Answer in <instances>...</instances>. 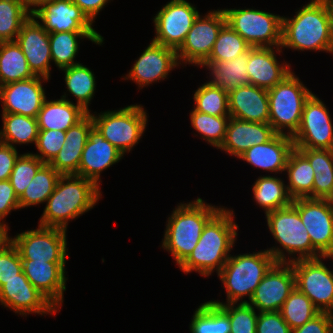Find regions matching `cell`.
Masks as SVG:
<instances>
[{
	"label": "cell",
	"instance_id": "obj_40",
	"mask_svg": "<svg viewBox=\"0 0 333 333\" xmlns=\"http://www.w3.org/2000/svg\"><path fill=\"white\" fill-rule=\"evenodd\" d=\"M229 120L230 116H213L194 108L190 111V123L197 133L195 137L200 135L201 139L216 149L224 143Z\"/></svg>",
	"mask_w": 333,
	"mask_h": 333
},
{
	"label": "cell",
	"instance_id": "obj_12",
	"mask_svg": "<svg viewBox=\"0 0 333 333\" xmlns=\"http://www.w3.org/2000/svg\"><path fill=\"white\" fill-rule=\"evenodd\" d=\"M226 24L223 9L210 10L198 15L185 41L176 51L180 66H200L208 59L221 28Z\"/></svg>",
	"mask_w": 333,
	"mask_h": 333
},
{
	"label": "cell",
	"instance_id": "obj_48",
	"mask_svg": "<svg viewBox=\"0 0 333 333\" xmlns=\"http://www.w3.org/2000/svg\"><path fill=\"white\" fill-rule=\"evenodd\" d=\"M23 271L22 259L17 248L10 240L0 247V287L15 278Z\"/></svg>",
	"mask_w": 333,
	"mask_h": 333
},
{
	"label": "cell",
	"instance_id": "obj_21",
	"mask_svg": "<svg viewBox=\"0 0 333 333\" xmlns=\"http://www.w3.org/2000/svg\"><path fill=\"white\" fill-rule=\"evenodd\" d=\"M15 41L21 47L32 73L50 80L52 58L49 33L33 15L23 23Z\"/></svg>",
	"mask_w": 333,
	"mask_h": 333
},
{
	"label": "cell",
	"instance_id": "obj_35",
	"mask_svg": "<svg viewBox=\"0 0 333 333\" xmlns=\"http://www.w3.org/2000/svg\"><path fill=\"white\" fill-rule=\"evenodd\" d=\"M1 117L0 142L16 149V145L36 144L39 131L36 118L12 113H2Z\"/></svg>",
	"mask_w": 333,
	"mask_h": 333
},
{
	"label": "cell",
	"instance_id": "obj_36",
	"mask_svg": "<svg viewBox=\"0 0 333 333\" xmlns=\"http://www.w3.org/2000/svg\"><path fill=\"white\" fill-rule=\"evenodd\" d=\"M35 77L16 41L0 42V86Z\"/></svg>",
	"mask_w": 333,
	"mask_h": 333
},
{
	"label": "cell",
	"instance_id": "obj_50",
	"mask_svg": "<svg viewBox=\"0 0 333 333\" xmlns=\"http://www.w3.org/2000/svg\"><path fill=\"white\" fill-rule=\"evenodd\" d=\"M18 209H20L19 198L15 194L10 180H0V223L9 229L10 227L4 219L12 210L16 211Z\"/></svg>",
	"mask_w": 333,
	"mask_h": 333
},
{
	"label": "cell",
	"instance_id": "obj_18",
	"mask_svg": "<svg viewBox=\"0 0 333 333\" xmlns=\"http://www.w3.org/2000/svg\"><path fill=\"white\" fill-rule=\"evenodd\" d=\"M295 287L292 264L275 262L256 287L248 303L258 312L280 311Z\"/></svg>",
	"mask_w": 333,
	"mask_h": 333
},
{
	"label": "cell",
	"instance_id": "obj_14",
	"mask_svg": "<svg viewBox=\"0 0 333 333\" xmlns=\"http://www.w3.org/2000/svg\"><path fill=\"white\" fill-rule=\"evenodd\" d=\"M326 104L312 93L306 100L301 124L292 137L295 148L330 149L333 144V123Z\"/></svg>",
	"mask_w": 333,
	"mask_h": 333
},
{
	"label": "cell",
	"instance_id": "obj_45",
	"mask_svg": "<svg viewBox=\"0 0 333 333\" xmlns=\"http://www.w3.org/2000/svg\"><path fill=\"white\" fill-rule=\"evenodd\" d=\"M209 301L218 305L229 316L230 333H256L258 311L249 303L225 304L218 299Z\"/></svg>",
	"mask_w": 333,
	"mask_h": 333
},
{
	"label": "cell",
	"instance_id": "obj_1",
	"mask_svg": "<svg viewBox=\"0 0 333 333\" xmlns=\"http://www.w3.org/2000/svg\"><path fill=\"white\" fill-rule=\"evenodd\" d=\"M234 211L222 207L204 226L194 250L178 266L185 274L196 272L203 277L221 271L238 237Z\"/></svg>",
	"mask_w": 333,
	"mask_h": 333
},
{
	"label": "cell",
	"instance_id": "obj_26",
	"mask_svg": "<svg viewBox=\"0 0 333 333\" xmlns=\"http://www.w3.org/2000/svg\"><path fill=\"white\" fill-rule=\"evenodd\" d=\"M276 133L269 123H257L230 117L226 137L219 150L237 159L253 145L269 141Z\"/></svg>",
	"mask_w": 333,
	"mask_h": 333
},
{
	"label": "cell",
	"instance_id": "obj_52",
	"mask_svg": "<svg viewBox=\"0 0 333 333\" xmlns=\"http://www.w3.org/2000/svg\"><path fill=\"white\" fill-rule=\"evenodd\" d=\"M18 149L0 142V180H8L19 157Z\"/></svg>",
	"mask_w": 333,
	"mask_h": 333
},
{
	"label": "cell",
	"instance_id": "obj_6",
	"mask_svg": "<svg viewBox=\"0 0 333 333\" xmlns=\"http://www.w3.org/2000/svg\"><path fill=\"white\" fill-rule=\"evenodd\" d=\"M275 262L266 249L253 253L230 255L217 274L226 291L225 304L248 303L256 287ZM244 297H248V300H245Z\"/></svg>",
	"mask_w": 333,
	"mask_h": 333
},
{
	"label": "cell",
	"instance_id": "obj_9",
	"mask_svg": "<svg viewBox=\"0 0 333 333\" xmlns=\"http://www.w3.org/2000/svg\"><path fill=\"white\" fill-rule=\"evenodd\" d=\"M226 23L251 47H281L282 16L253 8H224Z\"/></svg>",
	"mask_w": 333,
	"mask_h": 333
},
{
	"label": "cell",
	"instance_id": "obj_31",
	"mask_svg": "<svg viewBox=\"0 0 333 333\" xmlns=\"http://www.w3.org/2000/svg\"><path fill=\"white\" fill-rule=\"evenodd\" d=\"M59 71H64V80L66 84L67 91L60 98L69 100V92L71 96L76 98V105H79L88 114L91 112L89 106L92 99L95 96L96 90V77L94 72L90 68L83 65V63H78L70 67L63 68Z\"/></svg>",
	"mask_w": 333,
	"mask_h": 333
},
{
	"label": "cell",
	"instance_id": "obj_29",
	"mask_svg": "<svg viewBox=\"0 0 333 333\" xmlns=\"http://www.w3.org/2000/svg\"><path fill=\"white\" fill-rule=\"evenodd\" d=\"M88 113L73 101L65 99L45 100L36 119L39 130L67 131Z\"/></svg>",
	"mask_w": 333,
	"mask_h": 333
},
{
	"label": "cell",
	"instance_id": "obj_32",
	"mask_svg": "<svg viewBox=\"0 0 333 333\" xmlns=\"http://www.w3.org/2000/svg\"><path fill=\"white\" fill-rule=\"evenodd\" d=\"M253 199L264 213L275 211L292 204L287 185L283 178L272 175H260L252 185Z\"/></svg>",
	"mask_w": 333,
	"mask_h": 333
},
{
	"label": "cell",
	"instance_id": "obj_22",
	"mask_svg": "<svg viewBox=\"0 0 333 333\" xmlns=\"http://www.w3.org/2000/svg\"><path fill=\"white\" fill-rule=\"evenodd\" d=\"M66 262L22 259V269L30 283L60 311L66 291Z\"/></svg>",
	"mask_w": 333,
	"mask_h": 333
},
{
	"label": "cell",
	"instance_id": "obj_7",
	"mask_svg": "<svg viewBox=\"0 0 333 333\" xmlns=\"http://www.w3.org/2000/svg\"><path fill=\"white\" fill-rule=\"evenodd\" d=\"M267 92L269 124L276 134L293 137L300 127L303 107L312 91L292 71Z\"/></svg>",
	"mask_w": 333,
	"mask_h": 333
},
{
	"label": "cell",
	"instance_id": "obj_55",
	"mask_svg": "<svg viewBox=\"0 0 333 333\" xmlns=\"http://www.w3.org/2000/svg\"><path fill=\"white\" fill-rule=\"evenodd\" d=\"M8 230L10 229L0 223V247L9 240Z\"/></svg>",
	"mask_w": 333,
	"mask_h": 333
},
{
	"label": "cell",
	"instance_id": "obj_43",
	"mask_svg": "<svg viewBox=\"0 0 333 333\" xmlns=\"http://www.w3.org/2000/svg\"><path fill=\"white\" fill-rule=\"evenodd\" d=\"M30 16L18 0H0V42L15 41Z\"/></svg>",
	"mask_w": 333,
	"mask_h": 333
},
{
	"label": "cell",
	"instance_id": "obj_5",
	"mask_svg": "<svg viewBox=\"0 0 333 333\" xmlns=\"http://www.w3.org/2000/svg\"><path fill=\"white\" fill-rule=\"evenodd\" d=\"M265 218L270 234L279 244L266 249L276 262L291 263L322 256L312 246L309 233L292 204L265 214Z\"/></svg>",
	"mask_w": 333,
	"mask_h": 333
},
{
	"label": "cell",
	"instance_id": "obj_28",
	"mask_svg": "<svg viewBox=\"0 0 333 333\" xmlns=\"http://www.w3.org/2000/svg\"><path fill=\"white\" fill-rule=\"evenodd\" d=\"M93 127V119L90 114H87L66 131L63 146L49 163L60 175H76L78 173L82 151Z\"/></svg>",
	"mask_w": 333,
	"mask_h": 333
},
{
	"label": "cell",
	"instance_id": "obj_3",
	"mask_svg": "<svg viewBox=\"0 0 333 333\" xmlns=\"http://www.w3.org/2000/svg\"><path fill=\"white\" fill-rule=\"evenodd\" d=\"M332 45L333 29L323 0H311L291 18L282 16L281 49L330 53Z\"/></svg>",
	"mask_w": 333,
	"mask_h": 333
},
{
	"label": "cell",
	"instance_id": "obj_56",
	"mask_svg": "<svg viewBox=\"0 0 333 333\" xmlns=\"http://www.w3.org/2000/svg\"><path fill=\"white\" fill-rule=\"evenodd\" d=\"M327 6L329 15H330V20H331V26L333 29V0H323Z\"/></svg>",
	"mask_w": 333,
	"mask_h": 333
},
{
	"label": "cell",
	"instance_id": "obj_24",
	"mask_svg": "<svg viewBox=\"0 0 333 333\" xmlns=\"http://www.w3.org/2000/svg\"><path fill=\"white\" fill-rule=\"evenodd\" d=\"M123 157L124 155L93 127L82 151L76 175L92 180L100 188L102 171L120 162Z\"/></svg>",
	"mask_w": 333,
	"mask_h": 333
},
{
	"label": "cell",
	"instance_id": "obj_4",
	"mask_svg": "<svg viewBox=\"0 0 333 333\" xmlns=\"http://www.w3.org/2000/svg\"><path fill=\"white\" fill-rule=\"evenodd\" d=\"M222 207L198 197L174 208L166 221L161 247L172 255L177 266L194 250L204 226Z\"/></svg>",
	"mask_w": 333,
	"mask_h": 333
},
{
	"label": "cell",
	"instance_id": "obj_11",
	"mask_svg": "<svg viewBox=\"0 0 333 333\" xmlns=\"http://www.w3.org/2000/svg\"><path fill=\"white\" fill-rule=\"evenodd\" d=\"M67 230L39 226L17 233L9 240L17 248L21 259L40 262H67ZM67 258V259H66Z\"/></svg>",
	"mask_w": 333,
	"mask_h": 333
},
{
	"label": "cell",
	"instance_id": "obj_15",
	"mask_svg": "<svg viewBox=\"0 0 333 333\" xmlns=\"http://www.w3.org/2000/svg\"><path fill=\"white\" fill-rule=\"evenodd\" d=\"M32 15L48 33L88 32L100 46L104 44L105 39L93 28V22L71 0H48Z\"/></svg>",
	"mask_w": 333,
	"mask_h": 333
},
{
	"label": "cell",
	"instance_id": "obj_44",
	"mask_svg": "<svg viewBox=\"0 0 333 333\" xmlns=\"http://www.w3.org/2000/svg\"><path fill=\"white\" fill-rule=\"evenodd\" d=\"M251 46L227 23L221 28L206 61H229L246 53Z\"/></svg>",
	"mask_w": 333,
	"mask_h": 333
},
{
	"label": "cell",
	"instance_id": "obj_10",
	"mask_svg": "<svg viewBox=\"0 0 333 333\" xmlns=\"http://www.w3.org/2000/svg\"><path fill=\"white\" fill-rule=\"evenodd\" d=\"M326 259L332 261L333 256L302 259L291 264L296 288L305 294L320 312L333 314V270L326 266L323 261Z\"/></svg>",
	"mask_w": 333,
	"mask_h": 333
},
{
	"label": "cell",
	"instance_id": "obj_51",
	"mask_svg": "<svg viewBox=\"0 0 333 333\" xmlns=\"http://www.w3.org/2000/svg\"><path fill=\"white\" fill-rule=\"evenodd\" d=\"M291 333H333V315L320 312L303 326L292 329Z\"/></svg>",
	"mask_w": 333,
	"mask_h": 333
},
{
	"label": "cell",
	"instance_id": "obj_54",
	"mask_svg": "<svg viewBox=\"0 0 333 333\" xmlns=\"http://www.w3.org/2000/svg\"><path fill=\"white\" fill-rule=\"evenodd\" d=\"M32 15L40 6L48 0H18Z\"/></svg>",
	"mask_w": 333,
	"mask_h": 333
},
{
	"label": "cell",
	"instance_id": "obj_8",
	"mask_svg": "<svg viewBox=\"0 0 333 333\" xmlns=\"http://www.w3.org/2000/svg\"><path fill=\"white\" fill-rule=\"evenodd\" d=\"M94 128L123 155L138 145L148 126V113L142 104H131L118 110L89 113Z\"/></svg>",
	"mask_w": 333,
	"mask_h": 333
},
{
	"label": "cell",
	"instance_id": "obj_2",
	"mask_svg": "<svg viewBox=\"0 0 333 333\" xmlns=\"http://www.w3.org/2000/svg\"><path fill=\"white\" fill-rule=\"evenodd\" d=\"M101 198L102 191L92 180L61 175L46 201L38 225L67 230L69 221L93 209Z\"/></svg>",
	"mask_w": 333,
	"mask_h": 333
},
{
	"label": "cell",
	"instance_id": "obj_20",
	"mask_svg": "<svg viewBox=\"0 0 333 333\" xmlns=\"http://www.w3.org/2000/svg\"><path fill=\"white\" fill-rule=\"evenodd\" d=\"M49 79L35 76L0 86L2 113L21 114L36 118L47 99L43 82Z\"/></svg>",
	"mask_w": 333,
	"mask_h": 333
},
{
	"label": "cell",
	"instance_id": "obj_27",
	"mask_svg": "<svg viewBox=\"0 0 333 333\" xmlns=\"http://www.w3.org/2000/svg\"><path fill=\"white\" fill-rule=\"evenodd\" d=\"M230 117L240 120L269 123V100L266 89L243 85L228 92Z\"/></svg>",
	"mask_w": 333,
	"mask_h": 333
},
{
	"label": "cell",
	"instance_id": "obj_25",
	"mask_svg": "<svg viewBox=\"0 0 333 333\" xmlns=\"http://www.w3.org/2000/svg\"><path fill=\"white\" fill-rule=\"evenodd\" d=\"M294 148L292 137L275 134L269 141L253 145L238 159L270 174H281L285 172L288 157Z\"/></svg>",
	"mask_w": 333,
	"mask_h": 333
},
{
	"label": "cell",
	"instance_id": "obj_46",
	"mask_svg": "<svg viewBox=\"0 0 333 333\" xmlns=\"http://www.w3.org/2000/svg\"><path fill=\"white\" fill-rule=\"evenodd\" d=\"M44 164V162L31 152L19 155L15 161L14 168L9 178L11 186L14 188L15 194L18 198L23 194L37 171Z\"/></svg>",
	"mask_w": 333,
	"mask_h": 333
},
{
	"label": "cell",
	"instance_id": "obj_34",
	"mask_svg": "<svg viewBox=\"0 0 333 333\" xmlns=\"http://www.w3.org/2000/svg\"><path fill=\"white\" fill-rule=\"evenodd\" d=\"M314 170L313 199L333 198V156L330 149L297 148Z\"/></svg>",
	"mask_w": 333,
	"mask_h": 333
},
{
	"label": "cell",
	"instance_id": "obj_37",
	"mask_svg": "<svg viewBox=\"0 0 333 333\" xmlns=\"http://www.w3.org/2000/svg\"><path fill=\"white\" fill-rule=\"evenodd\" d=\"M85 38L100 45L88 32L49 33L51 58L58 70L80 63L75 58L79 53L80 39Z\"/></svg>",
	"mask_w": 333,
	"mask_h": 333
},
{
	"label": "cell",
	"instance_id": "obj_30",
	"mask_svg": "<svg viewBox=\"0 0 333 333\" xmlns=\"http://www.w3.org/2000/svg\"><path fill=\"white\" fill-rule=\"evenodd\" d=\"M248 51L229 61H205L201 68L209 73V82L222 90L229 92L235 88L250 84L247 73Z\"/></svg>",
	"mask_w": 333,
	"mask_h": 333
},
{
	"label": "cell",
	"instance_id": "obj_57",
	"mask_svg": "<svg viewBox=\"0 0 333 333\" xmlns=\"http://www.w3.org/2000/svg\"><path fill=\"white\" fill-rule=\"evenodd\" d=\"M330 152H331V154L333 156V144L331 145Z\"/></svg>",
	"mask_w": 333,
	"mask_h": 333
},
{
	"label": "cell",
	"instance_id": "obj_13",
	"mask_svg": "<svg viewBox=\"0 0 333 333\" xmlns=\"http://www.w3.org/2000/svg\"><path fill=\"white\" fill-rule=\"evenodd\" d=\"M199 14L196 6L187 0L167 2L153 18L155 37L152 41L177 51Z\"/></svg>",
	"mask_w": 333,
	"mask_h": 333
},
{
	"label": "cell",
	"instance_id": "obj_38",
	"mask_svg": "<svg viewBox=\"0 0 333 333\" xmlns=\"http://www.w3.org/2000/svg\"><path fill=\"white\" fill-rule=\"evenodd\" d=\"M60 176L50 164L45 163L19 197L20 209L46 203Z\"/></svg>",
	"mask_w": 333,
	"mask_h": 333
},
{
	"label": "cell",
	"instance_id": "obj_16",
	"mask_svg": "<svg viewBox=\"0 0 333 333\" xmlns=\"http://www.w3.org/2000/svg\"><path fill=\"white\" fill-rule=\"evenodd\" d=\"M297 209L312 246L322 256H333V203L329 199L296 198Z\"/></svg>",
	"mask_w": 333,
	"mask_h": 333
},
{
	"label": "cell",
	"instance_id": "obj_47",
	"mask_svg": "<svg viewBox=\"0 0 333 333\" xmlns=\"http://www.w3.org/2000/svg\"><path fill=\"white\" fill-rule=\"evenodd\" d=\"M66 131L39 130L35 144L38 153H33L42 162L49 164L58 154L65 142Z\"/></svg>",
	"mask_w": 333,
	"mask_h": 333
},
{
	"label": "cell",
	"instance_id": "obj_49",
	"mask_svg": "<svg viewBox=\"0 0 333 333\" xmlns=\"http://www.w3.org/2000/svg\"><path fill=\"white\" fill-rule=\"evenodd\" d=\"M279 311L258 312L256 333H291Z\"/></svg>",
	"mask_w": 333,
	"mask_h": 333
},
{
	"label": "cell",
	"instance_id": "obj_33",
	"mask_svg": "<svg viewBox=\"0 0 333 333\" xmlns=\"http://www.w3.org/2000/svg\"><path fill=\"white\" fill-rule=\"evenodd\" d=\"M287 173V189L293 199H313L314 170L309 160L294 148L287 160L285 175Z\"/></svg>",
	"mask_w": 333,
	"mask_h": 333
},
{
	"label": "cell",
	"instance_id": "obj_58",
	"mask_svg": "<svg viewBox=\"0 0 333 333\" xmlns=\"http://www.w3.org/2000/svg\"><path fill=\"white\" fill-rule=\"evenodd\" d=\"M330 54H332V55H333V45H332V49H331V52H330Z\"/></svg>",
	"mask_w": 333,
	"mask_h": 333
},
{
	"label": "cell",
	"instance_id": "obj_42",
	"mask_svg": "<svg viewBox=\"0 0 333 333\" xmlns=\"http://www.w3.org/2000/svg\"><path fill=\"white\" fill-rule=\"evenodd\" d=\"M193 100L196 111L213 116H230L228 92L213 86L209 81L196 89Z\"/></svg>",
	"mask_w": 333,
	"mask_h": 333
},
{
	"label": "cell",
	"instance_id": "obj_53",
	"mask_svg": "<svg viewBox=\"0 0 333 333\" xmlns=\"http://www.w3.org/2000/svg\"><path fill=\"white\" fill-rule=\"evenodd\" d=\"M74 4H76L85 15L95 23V19H97V15H99L100 11L107 5L111 0H71Z\"/></svg>",
	"mask_w": 333,
	"mask_h": 333
},
{
	"label": "cell",
	"instance_id": "obj_39",
	"mask_svg": "<svg viewBox=\"0 0 333 333\" xmlns=\"http://www.w3.org/2000/svg\"><path fill=\"white\" fill-rule=\"evenodd\" d=\"M190 322V333L231 332L229 316L218 305L210 301L201 303L197 307Z\"/></svg>",
	"mask_w": 333,
	"mask_h": 333
},
{
	"label": "cell",
	"instance_id": "obj_23",
	"mask_svg": "<svg viewBox=\"0 0 333 333\" xmlns=\"http://www.w3.org/2000/svg\"><path fill=\"white\" fill-rule=\"evenodd\" d=\"M281 52V47H251L248 50L246 66L251 85L269 90L292 72L290 63L278 61L276 54Z\"/></svg>",
	"mask_w": 333,
	"mask_h": 333
},
{
	"label": "cell",
	"instance_id": "obj_17",
	"mask_svg": "<svg viewBox=\"0 0 333 333\" xmlns=\"http://www.w3.org/2000/svg\"><path fill=\"white\" fill-rule=\"evenodd\" d=\"M179 65L176 50L151 40L122 80L135 82L141 90L144 86L168 79L170 71Z\"/></svg>",
	"mask_w": 333,
	"mask_h": 333
},
{
	"label": "cell",
	"instance_id": "obj_41",
	"mask_svg": "<svg viewBox=\"0 0 333 333\" xmlns=\"http://www.w3.org/2000/svg\"><path fill=\"white\" fill-rule=\"evenodd\" d=\"M279 312L291 329L303 326L320 313L312 301L296 287L284 301Z\"/></svg>",
	"mask_w": 333,
	"mask_h": 333
},
{
	"label": "cell",
	"instance_id": "obj_19",
	"mask_svg": "<svg viewBox=\"0 0 333 333\" xmlns=\"http://www.w3.org/2000/svg\"><path fill=\"white\" fill-rule=\"evenodd\" d=\"M0 304L20 316L29 314L56 315L59 310L36 289L22 271L0 287Z\"/></svg>",
	"mask_w": 333,
	"mask_h": 333
}]
</instances>
